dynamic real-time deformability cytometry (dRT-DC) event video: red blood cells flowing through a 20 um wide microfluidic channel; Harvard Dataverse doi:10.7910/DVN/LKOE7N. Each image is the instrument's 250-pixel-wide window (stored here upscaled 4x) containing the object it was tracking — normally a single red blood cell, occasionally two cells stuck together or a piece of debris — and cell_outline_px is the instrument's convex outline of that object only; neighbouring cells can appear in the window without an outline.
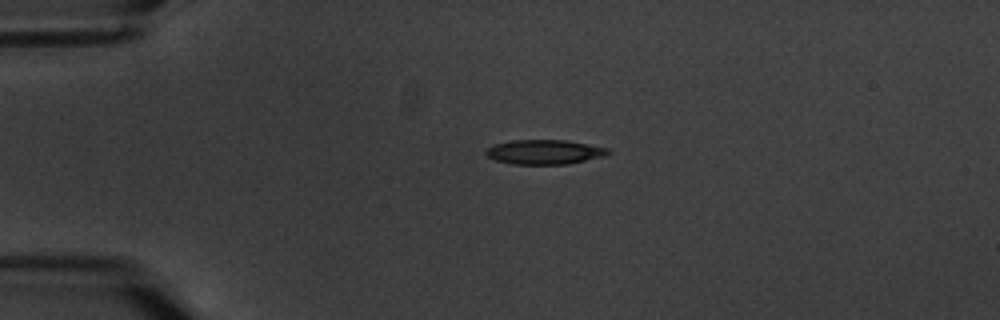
{"species": "common noctule bat (a hibernating species)", "species_latin": "Nyctalus noctula", "temperature_condition": "warm", "stored_images_in_passage": 12, "camera_frame_rate_fps": 3000, "um_per_image_px": 0.085, "animal": {"sex": "male", "body_mass_g": 20.1, "forearm_length_mm": 53.5}, "frame": {"image": 1, "passage_image": 1, "time_ms": 0.0, "image_size_px": [1000, 320], "cell_outline_px": [[612, 152], [604, 156], [568, 164], [512, 164], [496, 160], [488, 156], [484, 152], [492, 144], [512, 140], [568, 140], [608, 148]], "centroid_in_image_um": [46.28, 12.91], "position_along_channel_um": 38.7, "area_um2": 17.51}}
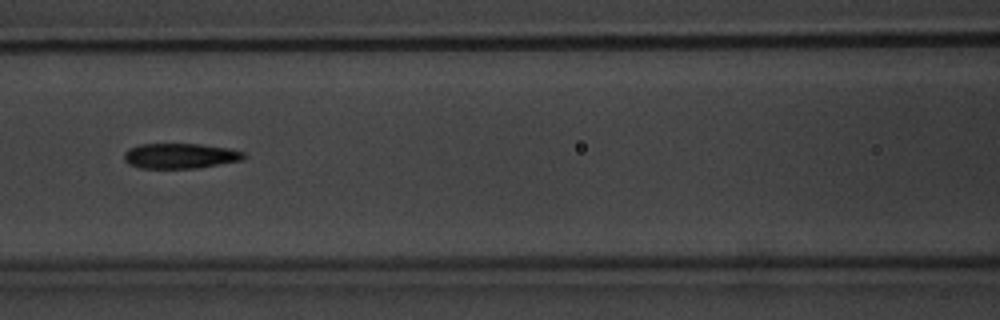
{"frame": {"image": 2, "passage_image": 4, "time_ms": 4.333, "image_size_px": [1000, 320], "cell_outline_px": [[248, 156], [244, 160], [196, 168], [140, 168], [128, 164], [124, 160], [124, 152], [128, 148], [140, 144], [200, 144], [228, 148], [244, 152]], "centroid_in_image_um": [15.32, 13.25], "position_along_channel_um": 151.3, "area_um2": 17.74}}
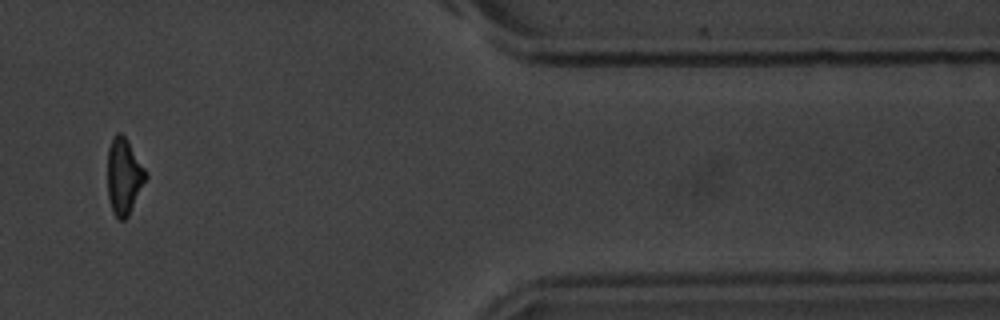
{"frame": {"image": 3, "passage_image": 11, "time_ms": 12.667, "image_size_px": [1000, 320], "cell_outline_px": [[148, 176], [128, 216], [124, 220], [120, 220], [112, 212], [108, 196], [108, 148], [116, 132], [120, 132], [128, 140], [148, 172]], "centroid_in_image_um": [10.55, 14.97], "position_along_channel_um": 400.9, "area_um2": 17.05}, "authors_computed_cell_mechanics": {"area_um2": 17.7157, "velocity_mm_per_s": 3.3985, "shape_relaxation_time_tau1_ms": 3.7843, "shape_relaxation_time_tau2_ms": 2.8938, "deformation_change_tau1": 0.1221, "deformation_change_tau2": 0.0956}}